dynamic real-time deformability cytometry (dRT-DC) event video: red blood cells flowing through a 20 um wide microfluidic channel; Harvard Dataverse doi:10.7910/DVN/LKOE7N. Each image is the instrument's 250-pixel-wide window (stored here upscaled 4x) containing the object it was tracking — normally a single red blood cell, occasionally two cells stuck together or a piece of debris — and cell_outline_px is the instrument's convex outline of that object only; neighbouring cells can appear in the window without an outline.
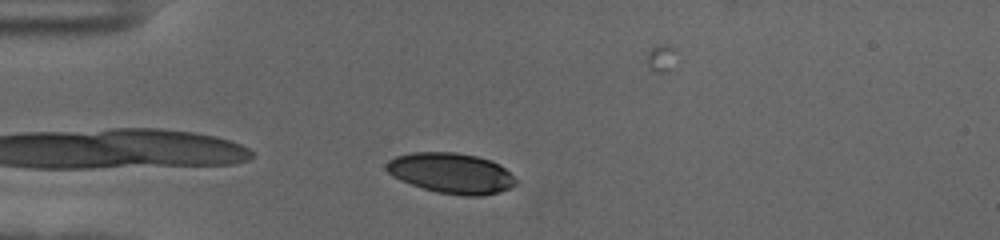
{"species": "human", "species_latin": "Homo sapiens", "temperature_condition": "cold", "stored_images_in_passage": 37, "camera_frame_rate_fps": 3000, "um_per_image_px": 0.085, "donor": {"sex": "female"}, "frame": {"image": 1, "passage_image": 2, "time_ms": 0.333, "image_size_px": [1000, 240], "cell_outline_px": [[516, 184], [508, 188], [496, 192], [480, 196], [464, 196], [436, 192], [400, 180], [392, 176], [384, 168], [384, 164], [388, 160], [396, 156], [412, 152], [456, 152], [476, 156], [492, 160], [500, 164], [516, 180]], "centroid_in_image_um": [38.31, 14.7], "position_along_channel_um": 46.7, "area_um2": 30.46}}
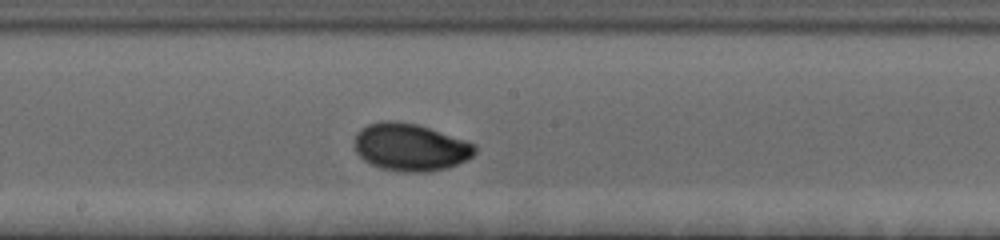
{"frame": {"image": 2, "passage_image": 18, "time_ms": 5.667, "image_size_px": [1000, 240], "cell_outline_px": [[476, 152], [472, 156], [448, 168], [428, 172], [400, 172], [380, 168], [364, 160], [356, 152], [356, 132], [360, 128], [368, 124], [380, 120], [396, 120], [416, 124], [476, 144]], "centroid_in_image_um": [34.86, 12.51], "position_along_channel_um": 213.3, "area_um2": 33.23}}
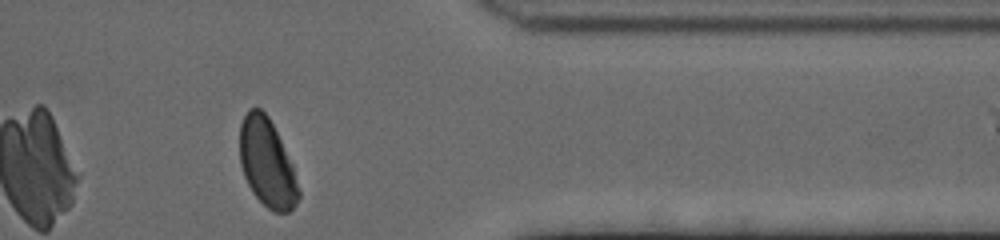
{"frame": {"image": 3, "passage_image": 34, "time_ms": 11.0, "image_size_px": [1000, 240], "cell_outline_px": [[300, 196], [296, 204], [288, 212], [272, 212], [252, 192], [244, 176], [240, 164], [240, 124], [248, 108], [260, 108], [268, 116], [292, 164], [300, 192]], "centroid_in_image_um": [22.69, 13.86], "position_along_channel_um": 388.7, "area_um2": 29.94}}